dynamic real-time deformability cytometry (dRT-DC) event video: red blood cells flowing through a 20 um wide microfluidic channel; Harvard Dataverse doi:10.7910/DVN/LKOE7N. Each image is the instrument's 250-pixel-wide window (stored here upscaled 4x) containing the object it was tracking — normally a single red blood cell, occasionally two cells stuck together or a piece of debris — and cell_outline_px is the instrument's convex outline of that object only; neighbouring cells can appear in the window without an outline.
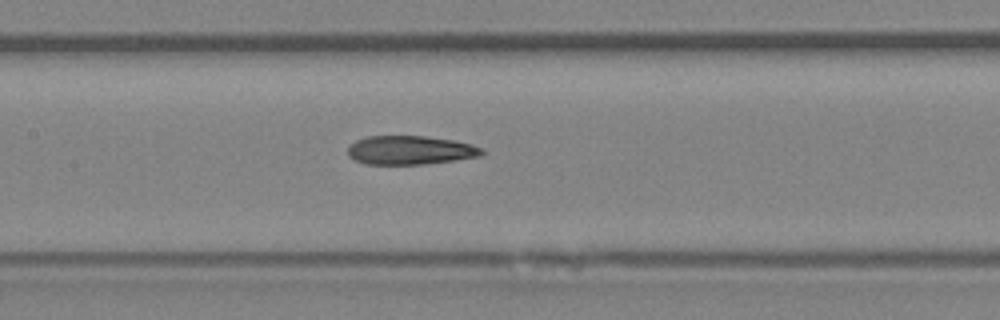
{"species": "Egyptian fruit bat (a non-hibernating species)", "species_latin": "Rousettus aegyptiacus", "temperature_condition": "room temperature", "stored_images_in_passage": 6, "camera_frame_rate_fps": 3000, "um_per_image_px": 0.085, "animal": {"sex": "female"}, "frame": {"image": 1, "passage_image": 6, "time_ms": 6.667, "image_size_px": [1000, 320], "cell_outline_px": [[484, 152], [480, 156], [424, 164], [364, 164], [348, 156], [348, 144], [356, 140], [368, 136], [424, 136], [452, 140], [472, 144], [480, 148]], "centroid_in_image_um": [34.81, 12.76], "position_along_channel_um": 172.6, "area_um2": 22.37}}